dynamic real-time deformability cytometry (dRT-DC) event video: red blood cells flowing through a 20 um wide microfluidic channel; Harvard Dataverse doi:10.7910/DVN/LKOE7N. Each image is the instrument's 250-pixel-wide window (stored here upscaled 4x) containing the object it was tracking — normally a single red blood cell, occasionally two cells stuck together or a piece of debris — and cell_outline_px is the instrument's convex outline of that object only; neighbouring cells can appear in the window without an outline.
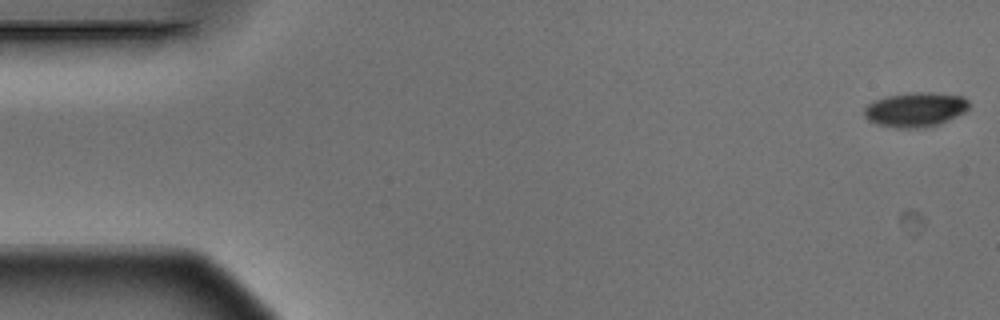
{"species": "Egyptian fruit bat (a non-hibernating species)", "species_latin": "Rousettus aegyptiacus", "temperature_condition": "warm", "stored_images_in_passage": 6, "segment_of_instrument_passage": [1, 2], "camera_frame_rate_fps": 3000, "um_per_image_px": 0.085, "animal": {"sex": "male"}, "frame": {"image": 1, "passage_image": 1, "time_ms": 0.0, "image_size_px": [1000, 320], "cell_outline_px": [[968, 108], [964, 112], [948, 120], [924, 128], [896, 128], [876, 124], [868, 120], [864, 116], [864, 108], [872, 100], [884, 96], [912, 92], [932, 92], [964, 96], [968, 100]], "centroid_in_image_um": [77.77, 9.3], "position_along_channel_um": 7.2, "area_um2": 21.27}}
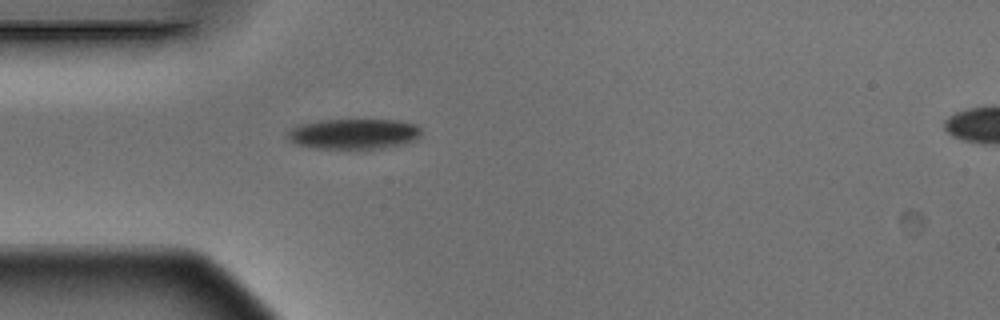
{"frame": {"image": 2, "passage_image": 5, "time_ms": 1.333, "image_size_px": [1000, 320], "cell_outline_px": [[420, 132], [416, 140], [404, 144], [380, 148], [312, 148], [296, 144], [288, 140], [288, 132], [292, 128], [300, 124], [320, 120], [400, 120], [416, 124], [420, 128]], "centroid_in_image_um": [30.07, 11.37], "position_along_channel_um": 54.9, "area_um2": 23.58}}